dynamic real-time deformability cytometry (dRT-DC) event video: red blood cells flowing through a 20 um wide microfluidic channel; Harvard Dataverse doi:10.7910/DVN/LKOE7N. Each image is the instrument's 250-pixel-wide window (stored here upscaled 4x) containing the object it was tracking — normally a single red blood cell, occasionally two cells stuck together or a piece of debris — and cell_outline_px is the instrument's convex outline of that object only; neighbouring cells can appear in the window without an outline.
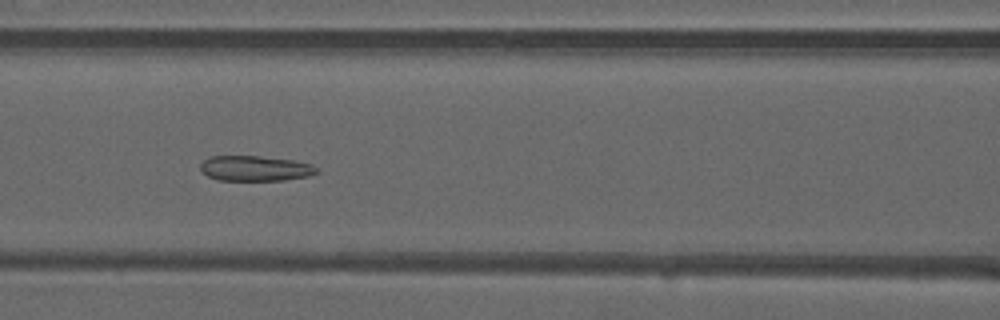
{"species": "common noctule bat (a hibernating species)", "species_latin": "Nyctalus noctula", "temperature_condition": "warm", "stored_images_in_passage": 27, "camera_frame_rate_fps": 3000, "um_per_image_px": 0.085, "animal": {"sex": "male", "forearm_length_mm": 52.5}, "frame": {"image": 1, "passage_image": 13, "time_ms": 4.0, "image_size_px": [1000, 320], "cell_outline_px": [[320, 172], [308, 176], [284, 180], [216, 180], [208, 176], [200, 168], [200, 164], [208, 156], [260, 156], [292, 160], [312, 164], [320, 168]], "centroid_in_image_um": [21.72, 14.31], "position_along_channel_um": 144.9, "area_um2": 17.22}}
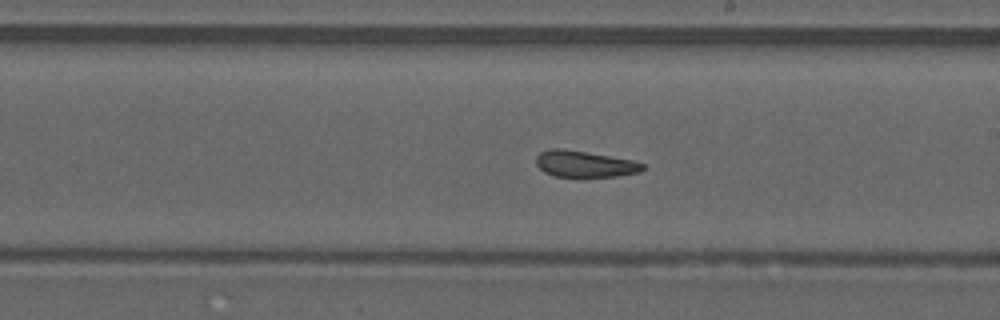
{"frame": {"image": 2, "passage_image": 20, "time_ms": 6.333, "image_size_px": [1000, 320], "cell_outline_px": [[644, 168], [640, 172], [616, 176], [556, 176], [544, 172], [536, 164], [536, 156], [540, 152], [548, 148], [560, 148], [632, 160], [644, 164]], "centroid_in_image_um": [49.66, 13.93], "position_along_channel_um": 239.3, "area_um2": 16.07}}
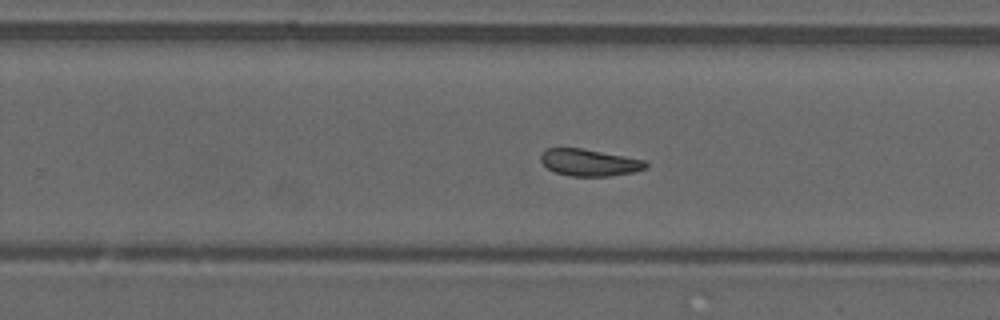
{"frame": {"image": 3, "passage_image": 23, "time_ms": 7.333, "image_size_px": [1000, 320], "cell_outline_px": [[648, 168], [632, 172], [608, 176], [572, 176], [556, 172], [548, 168], [540, 160], [540, 156], [548, 148], [580, 148], [624, 156], [644, 160], [648, 164]], "centroid_in_image_um": [50.11, 13.82], "position_along_channel_um": 279.7, "area_um2": 16.18}}